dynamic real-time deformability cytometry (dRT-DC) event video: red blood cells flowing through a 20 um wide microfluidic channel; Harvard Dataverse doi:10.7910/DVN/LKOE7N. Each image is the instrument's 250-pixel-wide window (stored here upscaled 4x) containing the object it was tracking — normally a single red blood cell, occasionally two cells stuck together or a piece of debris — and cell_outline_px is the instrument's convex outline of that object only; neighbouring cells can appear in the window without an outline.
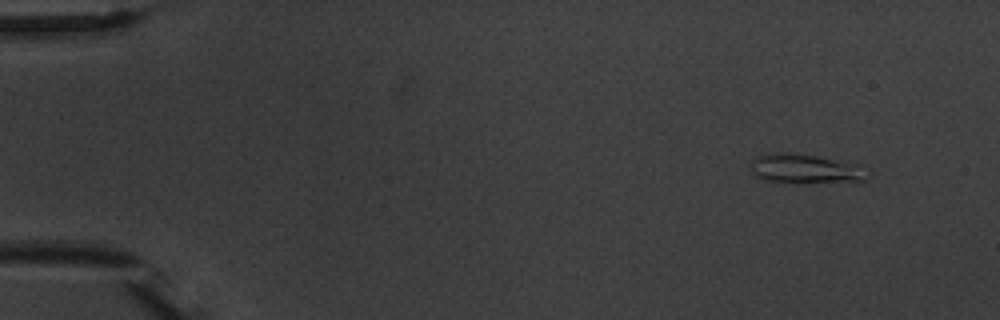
{"species": "common noctule bat (a hibernating species)", "species_latin": "Nyctalus noctula", "temperature_condition": "warm", "stored_images_in_passage": 4, "camera_frame_rate_fps": 3000, "um_per_image_px": 0.085, "animal": {"sex": "male", "body_mass_g": 20.1, "forearm_length_mm": 53.5}, "frame": {"image": 1, "passage_image": 1, "time_ms": 0.0, "image_size_px": [1000, 320], "cell_outline_px": [[872, 176], [868, 180], [768, 180], [756, 176], [752, 172], [752, 160], [756, 156], [768, 152], [788, 152], [816, 156], [860, 164], [872, 172]], "centroid_in_image_um": [68.51, 14.27], "position_along_channel_um": 16.5, "area_um2": 19.19}}